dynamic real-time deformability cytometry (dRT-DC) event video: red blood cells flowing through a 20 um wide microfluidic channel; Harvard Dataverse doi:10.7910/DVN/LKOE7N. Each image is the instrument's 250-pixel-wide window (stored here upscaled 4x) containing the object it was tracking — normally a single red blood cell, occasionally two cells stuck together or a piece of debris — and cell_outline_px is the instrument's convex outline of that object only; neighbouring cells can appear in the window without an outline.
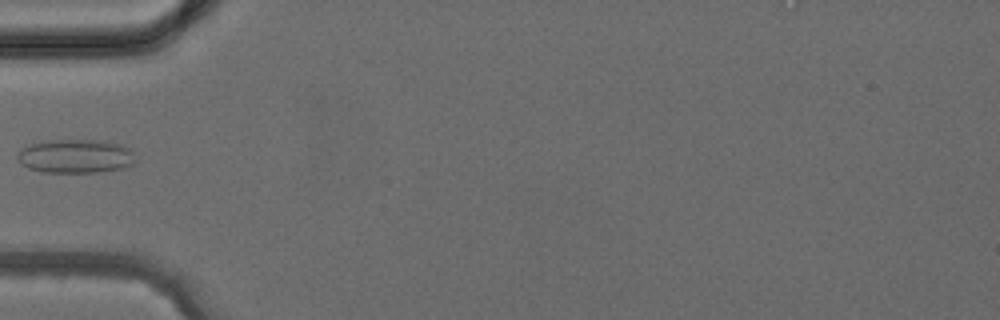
{"species": "common noctule bat (a hibernating species)", "species_latin": "Nyctalus noctula", "temperature_condition": "cold", "stored_images_in_passage": 4, "camera_frame_rate_fps": 3000, "um_per_image_px": 0.085, "animal": {"sex": "female", "body_mass_g": 24.6, "forearm_length_mm": 56.2}, "frame": {"image": 1, "passage_image": 4, "time_ms": 3.667, "image_size_px": [1000, 320], "cell_outline_px": [[132, 164], [124, 168], [104, 172], [44, 172], [28, 168], [20, 164], [16, 156], [16, 152], [20, 148], [32, 144], [52, 140], [96, 140], [120, 144], [132, 148]], "centroid_in_image_um": [6.39, 13.28], "position_along_channel_um": 78.6, "area_um2": 23.29}}